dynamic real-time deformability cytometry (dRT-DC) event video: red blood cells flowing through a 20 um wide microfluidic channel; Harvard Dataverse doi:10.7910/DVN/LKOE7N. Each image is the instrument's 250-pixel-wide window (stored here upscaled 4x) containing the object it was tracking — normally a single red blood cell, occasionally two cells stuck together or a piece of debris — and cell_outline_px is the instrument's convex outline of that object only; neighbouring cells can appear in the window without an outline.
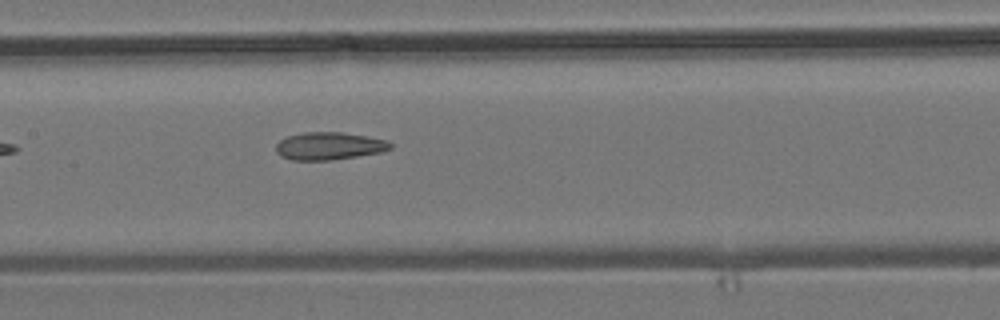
{"species": "common noctule bat (a hibernating species)", "species_latin": "Nyctalus noctula", "temperature_condition": "room temperature", "stored_images_in_passage": 6, "camera_frame_rate_fps": 3000, "um_per_image_px": 0.085, "animal": {"sex": "male", "body_mass_g": 19.2, "forearm_length_mm": 51.8}, "frame": {"image": 1, "passage_image": 6, "time_ms": 7.333, "image_size_px": [1000, 320], "cell_outline_px": [[392, 148], [380, 152], [356, 156], [328, 160], [292, 160], [280, 156], [276, 152], [276, 144], [280, 140], [288, 136], [304, 132], [344, 132], [368, 136], [388, 140], [392, 144]], "centroid_in_image_um": [27.97, 12.4], "position_along_channel_um": 179.4, "area_um2": 18.44}}